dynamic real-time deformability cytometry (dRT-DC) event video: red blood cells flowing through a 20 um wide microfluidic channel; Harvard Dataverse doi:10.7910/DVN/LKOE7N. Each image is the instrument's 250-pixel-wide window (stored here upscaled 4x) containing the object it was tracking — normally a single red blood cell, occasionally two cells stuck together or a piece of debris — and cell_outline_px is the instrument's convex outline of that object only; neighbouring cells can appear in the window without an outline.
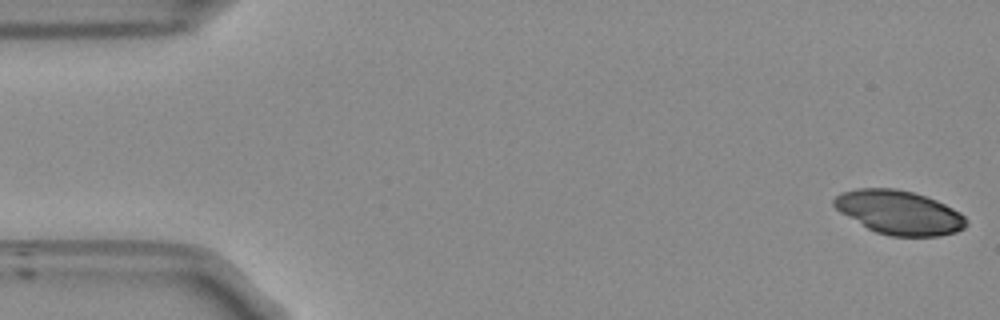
{"species": "Egyptian fruit bat (a non-hibernating species)", "species_latin": "Rousettus aegyptiacus", "temperature_condition": "room temperature", "stored_images_in_passage": 53, "camera_frame_rate_fps": 3000, "um_per_image_px": 0.085, "frame": {"image": 1, "passage_image": 1, "time_ms": 0.0, "image_size_px": [1000, 320], "cell_outline_px": [[968, 224], [964, 228], [956, 232], [940, 236], [892, 236], [876, 232], [868, 228], [840, 212], [832, 204], [832, 200], [840, 192], [856, 188], [896, 188], [912, 192], [936, 200], [960, 212], [968, 220]], "centroid_in_image_um": [76.42, 18.05], "position_along_channel_um": 8.6, "area_um2": 33.81}}